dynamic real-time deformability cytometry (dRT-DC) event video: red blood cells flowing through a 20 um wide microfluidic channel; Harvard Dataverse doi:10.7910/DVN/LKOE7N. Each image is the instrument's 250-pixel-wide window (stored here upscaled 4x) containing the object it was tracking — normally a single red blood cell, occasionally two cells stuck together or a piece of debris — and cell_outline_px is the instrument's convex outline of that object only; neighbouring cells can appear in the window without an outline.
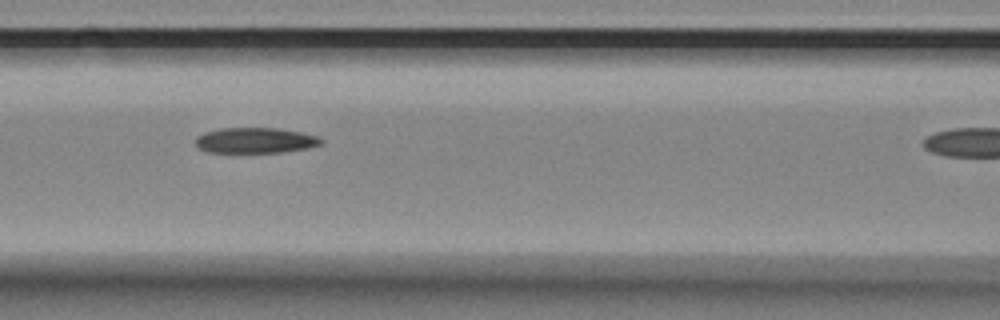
{"species": "Egyptian fruit bat (a non-hibernating species)", "species_latin": "Rousettus aegyptiacus", "temperature_condition": "room temperature", "stored_images_in_passage": 8, "camera_frame_rate_fps": 3000, "um_per_image_px": 0.085, "animal": {"sex": "female"}, "frame": {"image": 1, "passage_image": 4, "time_ms": 1.0, "image_size_px": [1000, 320], "cell_outline_px": [[324, 140], [320, 144], [308, 148], [280, 152], [208, 152], [200, 148], [196, 144], [196, 136], [204, 132], [220, 128], [280, 128], [300, 132], [316, 136]], "centroid_in_image_um": [21.69, 11.92], "position_along_channel_um": 144.9, "area_um2": 18.55}}
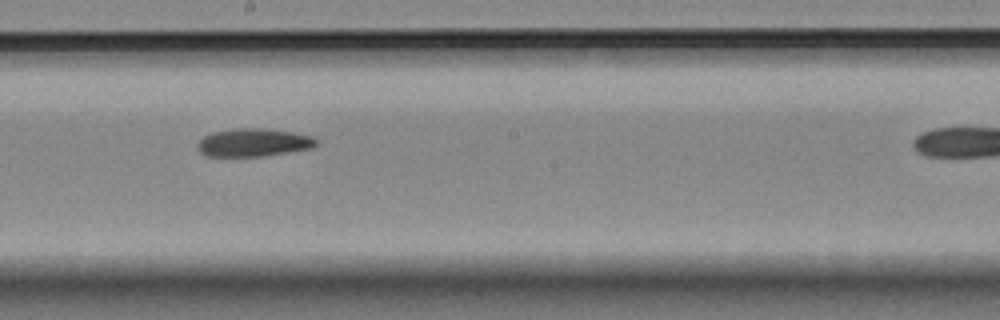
{"frame": {"image": 2, "passage_image": 6, "time_ms": 1.667, "image_size_px": [1000, 320], "cell_outline_px": [[320, 140], [312, 148], [264, 156], [208, 156], [200, 152], [196, 148], [200, 140], [204, 136], [212, 132], [232, 128], [260, 128], [292, 132], [312, 136]], "centroid_in_image_um": [21.55, 12.11], "position_along_channel_um": 226.7, "area_um2": 19.42}}
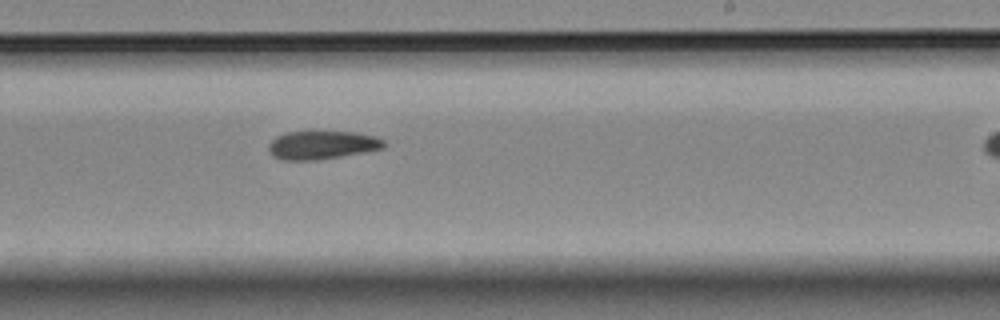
{"frame": {"image": 3, "passage_image": 7, "time_ms": 2.0, "image_size_px": [1000, 320], "cell_outline_px": [[388, 144], [384, 148], [364, 152], [320, 160], [284, 160], [272, 156], [268, 148], [268, 144], [276, 136], [288, 132], [308, 128], [312, 128], [356, 132], [376, 136], [384, 140]], "centroid_in_image_um": [27.38, 12.27], "position_along_channel_um": 261.6, "area_um2": 20.23}}